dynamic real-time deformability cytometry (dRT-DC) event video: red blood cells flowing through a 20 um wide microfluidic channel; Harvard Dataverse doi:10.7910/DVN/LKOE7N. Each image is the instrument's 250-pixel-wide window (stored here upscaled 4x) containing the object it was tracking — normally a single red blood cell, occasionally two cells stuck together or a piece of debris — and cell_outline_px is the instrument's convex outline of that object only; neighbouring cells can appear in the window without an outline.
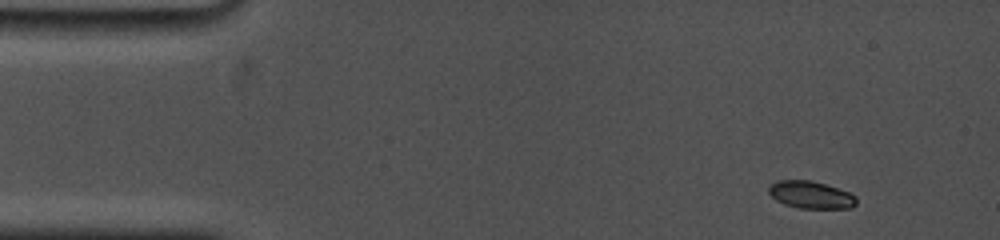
{"species": "common noctule bat (a hibernating species)", "species_latin": "Nyctalus noctula", "temperature_condition": "cold", "stored_images_in_passage": 4, "camera_frame_rate_fps": 5000, "um_per_image_px": 0.085, "animal": {"sex": "female", "body_mass_g": 19.0, "forearm_length_mm": 53.3}, "frame": {"image": 1, "passage_image": 1, "time_ms": 0.0, "image_size_px": [1000, 240], "cell_outline_px": [[856, 204], [852, 208], [800, 208], [784, 204], [776, 200], [768, 192], [768, 188], [776, 180], [808, 180], [824, 184], [848, 192], [856, 196]], "centroid_in_image_um": [68.91, 16.56], "position_along_channel_um": 16.1, "area_um2": 13.81}}
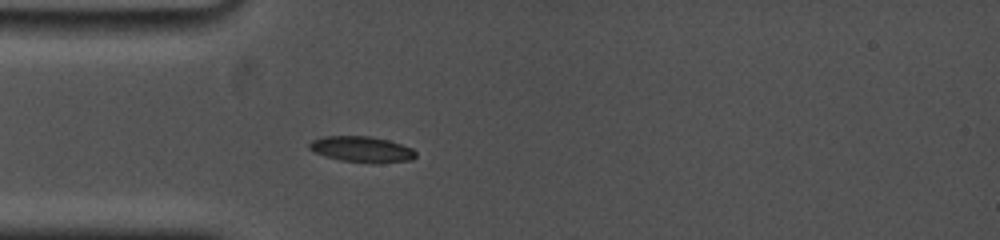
{"frame": {"image": 2, "passage_image": 4, "time_ms": 3.4, "image_size_px": [1000, 240], "cell_outline_px": [[416, 156], [412, 160], [376, 164], [372, 164], [340, 160], [324, 156], [308, 148], [308, 144], [312, 140], [324, 136], [372, 136], [388, 140], [412, 148], [416, 152]], "centroid_in_image_um": [30.76, 12.7], "position_along_channel_um": 54.2, "area_um2": 16.24}}